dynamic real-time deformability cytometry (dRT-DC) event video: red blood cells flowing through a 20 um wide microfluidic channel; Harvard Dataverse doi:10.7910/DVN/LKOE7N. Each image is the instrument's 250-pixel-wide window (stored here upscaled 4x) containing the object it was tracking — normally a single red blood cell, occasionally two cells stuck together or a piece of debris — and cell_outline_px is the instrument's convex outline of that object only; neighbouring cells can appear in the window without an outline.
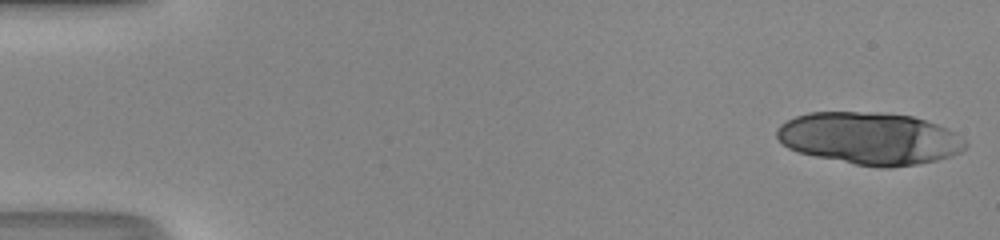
{"species": "human", "species_latin": "Homo sapiens", "temperature_condition": "room temperature", "stored_images_in_passage": 30, "camera_frame_rate_fps": 3000, "um_per_image_px": 0.085, "donor": {"sex": "male"}, "frame": {"image": 1, "passage_image": 1, "time_ms": 0.0, "image_size_px": [1000, 240], "cell_outline_px": [[968, 144], [960, 152], [936, 160], [916, 164], [888, 168], [884, 168], [856, 164], [816, 156], [800, 152], [788, 148], [776, 136], [776, 128], [780, 124], [796, 116], [808, 112], [880, 112], [912, 116], [936, 124], [952, 132]], "centroid_in_image_um": [73.87, 11.75], "position_along_channel_um": 11.1, "area_um2": 56.82}}
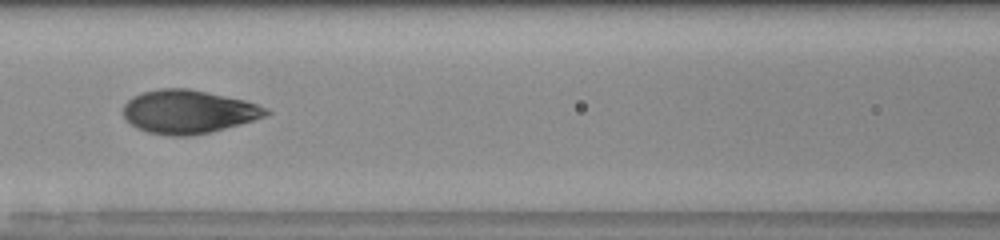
{"frame": {"image": 2, "passage_image": 23, "time_ms": 7.333, "image_size_px": [1000, 240], "cell_outline_px": [[272, 112], [264, 116], [252, 120], [224, 128], [208, 132], [188, 136], [172, 136], [148, 132], [136, 128], [124, 116], [124, 104], [132, 96], [140, 92], [160, 88], [188, 88], [244, 100], [268, 108]], "centroid_in_image_um": [15.97, 9.48], "position_along_channel_um": 150.6, "area_um2": 35.84}}